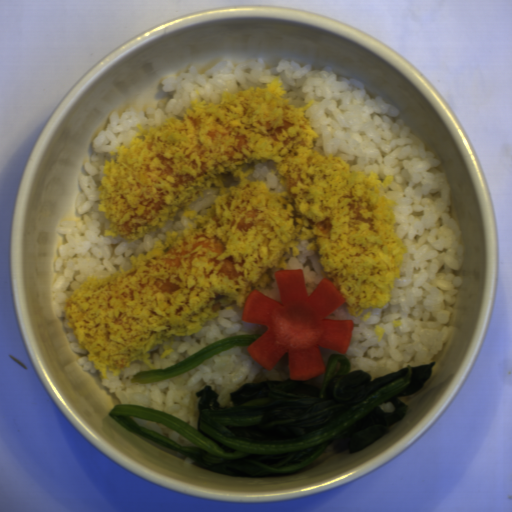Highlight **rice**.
<instances>
[{
	"label": "rice",
	"instance_id": "obj_6",
	"mask_svg": "<svg viewBox=\"0 0 512 512\" xmlns=\"http://www.w3.org/2000/svg\"><path fill=\"white\" fill-rule=\"evenodd\" d=\"M337 452L338 451H334L333 445L329 446L327 449L323 450L310 465L323 464L330 458L334 457Z\"/></svg>",
	"mask_w": 512,
	"mask_h": 512
},
{
	"label": "rice",
	"instance_id": "obj_7",
	"mask_svg": "<svg viewBox=\"0 0 512 512\" xmlns=\"http://www.w3.org/2000/svg\"><path fill=\"white\" fill-rule=\"evenodd\" d=\"M258 291L262 292L263 294H265L269 298H273L276 301L281 303V298H280V294H279V290H278V286H277L276 281L273 283L271 288H266L264 290H258Z\"/></svg>",
	"mask_w": 512,
	"mask_h": 512
},
{
	"label": "rice",
	"instance_id": "obj_5",
	"mask_svg": "<svg viewBox=\"0 0 512 512\" xmlns=\"http://www.w3.org/2000/svg\"><path fill=\"white\" fill-rule=\"evenodd\" d=\"M131 417L137 424L142 426L143 428L150 430L152 432H156L160 435H163L167 437L168 439L183 445V446H190V447H197L195 443L178 433L177 431L173 430L172 428L158 422L141 419L133 416Z\"/></svg>",
	"mask_w": 512,
	"mask_h": 512
},
{
	"label": "rice",
	"instance_id": "obj_3",
	"mask_svg": "<svg viewBox=\"0 0 512 512\" xmlns=\"http://www.w3.org/2000/svg\"><path fill=\"white\" fill-rule=\"evenodd\" d=\"M243 308L222 309L216 319L208 321L197 334L186 338H172L173 351L164 359L161 358L163 347H153L148 353V359L154 369L162 370L172 367L183 359L200 351L204 347L234 336V335H263L267 326L263 324L242 321Z\"/></svg>",
	"mask_w": 512,
	"mask_h": 512
},
{
	"label": "rice",
	"instance_id": "obj_9",
	"mask_svg": "<svg viewBox=\"0 0 512 512\" xmlns=\"http://www.w3.org/2000/svg\"><path fill=\"white\" fill-rule=\"evenodd\" d=\"M323 379H324V376H323V374H322V375L317 376V377H314V378H312V379H309V380H302V381H304V382H306V383H309V384H311V385H314V386H317V387H318V386H321V385H322V383H323Z\"/></svg>",
	"mask_w": 512,
	"mask_h": 512
},
{
	"label": "rice",
	"instance_id": "obj_8",
	"mask_svg": "<svg viewBox=\"0 0 512 512\" xmlns=\"http://www.w3.org/2000/svg\"><path fill=\"white\" fill-rule=\"evenodd\" d=\"M320 352H321V355H322V359H323V363L324 365L326 363H328L330 357L333 355V354H339L340 352H337L335 350H331V349H327V348H322L320 347Z\"/></svg>",
	"mask_w": 512,
	"mask_h": 512
},
{
	"label": "rice",
	"instance_id": "obj_1",
	"mask_svg": "<svg viewBox=\"0 0 512 512\" xmlns=\"http://www.w3.org/2000/svg\"><path fill=\"white\" fill-rule=\"evenodd\" d=\"M280 76L291 105L307 109L311 127L319 138L315 150L332 154L347 163L350 171L366 175L375 172L383 182L393 175L389 190L380 194L395 199L394 230L408 245L400 266V278L389 287L390 299L380 307L362 310L359 317L343 304L325 319L352 320L349 347L344 353L349 373L361 370L371 380L399 371L408 365L431 363L446 344L452 304L462 283L454 274L462 268L466 247L461 228L451 216V191L445 172L435 154L425 149L405 123L396 118L400 109L384 102L380 95L367 94L356 78L338 77L330 67L313 69L286 58L275 67L251 57L238 63L227 60L199 72L189 70L156 78L130 99L120 114L112 113L108 123L95 135L92 154L80 174L75 210L82 217L62 221L56 233L65 235L58 246L53 270L63 274L51 286L50 300L60 318L72 351L83 354V370L95 373L86 349H82L66 320L68 297L89 277L103 278L119 267L131 269L129 257L146 253L167 231H183L188 220L179 212L174 220L156 231L126 243L119 236L104 235L108 221L98 210L101 200L97 186L103 176L109 150L127 147L137 124L152 126L166 118L181 119L191 100L218 103L222 91L236 92L249 87L266 88Z\"/></svg>",
	"mask_w": 512,
	"mask_h": 512
},
{
	"label": "rice",
	"instance_id": "obj_2",
	"mask_svg": "<svg viewBox=\"0 0 512 512\" xmlns=\"http://www.w3.org/2000/svg\"><path fill=\"white\" fill-rule=\"evenodd\" d=\"M248 346H236L221 352L178 375L149 383H133L131 378L150 367L133 362L119 376L106 371L102 385L120 401V405L146 406L162 410L197 428L200 396L196 393L210 385L218 393L219 405L232 406L230 393L245 383L265 380L283 381L289 377V353L285 352L271 370L259 365Z\"/></svg>",
	"mask_w": 512,
	"mask_h": 512
},
{
	"label": "rice",
	"instance_id": "obj_10",
	"mask_svg": "<svg viewBox=\"0 0 512 512\" xmlns=\"http://www.w3.org/2000/svg\"><path fill=\"white\" fill-rule=\"evenodd\" d=\"M380 409L383 410L384 412H395V408L391 405L390 402H382L380 405H379Z\"/></svg>",
	"mask_w": 512,
	"mask_h": 512
},
{
	"label": "rice",
	"instance_id": "obj_4",
	"mask_svg": "<svg viewBox=\"0 0 512 512\" xmlns=\"http://www.w3.org/2000/svg\"><path fill=\"white\" fill-rule=\"evenodd\" d=\"M299 255L286 253L287 270H302L308 292V296L316 289L321 280L324 279L321 265L319 263L320 255L317 251L307 250V241L299 244Z\"/></svg>",
	"mask_w": 512,
	"mask_h": 512
}]
</instances>
